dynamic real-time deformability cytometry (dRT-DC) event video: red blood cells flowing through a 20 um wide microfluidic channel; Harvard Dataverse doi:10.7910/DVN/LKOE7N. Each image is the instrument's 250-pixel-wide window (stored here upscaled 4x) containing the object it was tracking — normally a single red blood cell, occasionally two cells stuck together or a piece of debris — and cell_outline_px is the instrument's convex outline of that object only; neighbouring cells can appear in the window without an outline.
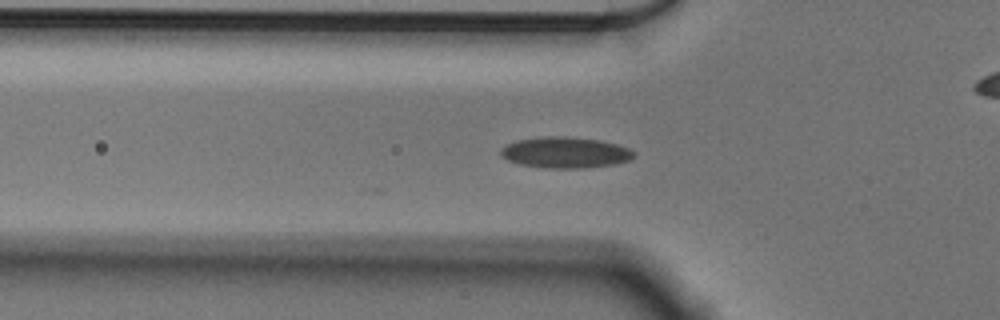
{"species": "Egyptian fruit bat (a non-hibernating species)", "species_latin": "Rousettus aegyptiacus", "temperature_condition": "cold", "stored_images_in_passage": 43, "camera_frame_rate_fps": 3000, "um_per_image_px": 0.085, "animal": {"sex": "male"}, "frame": {"image": 1, "passage_image": 5, "time_ms": 1.333, "image_size_px": [1000, 320], "cell_outline_px": [[632, 156], [628, 160], [616, 164], [584, 168], [548, 168], [520, 164], [508, 160], [500, 156], [500, 148], [516, 140], [548, 136], [564, 136], [600, 140], [616, 144], [628, 148], [632, 152]], "centroid_in_image_um": [48.0, 12.96], "position_along_channel_um": 77.8, "area_um2": 23.87}}
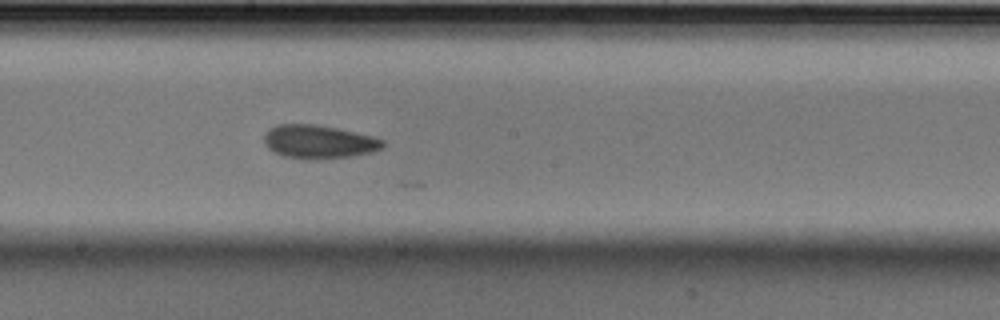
{"frame": {"image": 2, "passage_image": 17, "time_ms": 5.333, "image_size_px": [1000, 320], "cell_outline_px": [[384, 144], [380, 148], [372, 152], [352, 156], [320, 160], [304, 160], [284, 156], [272, 152], [264, 144], [264, 136], [268, 128], [276, 124], [316, 124], [336, 128], [372, 136], [384, 140]], "centroid_in_image_um": [27.04, 12.06], "position_along_channel_um": 221.2, "area_um2": 23.47}}
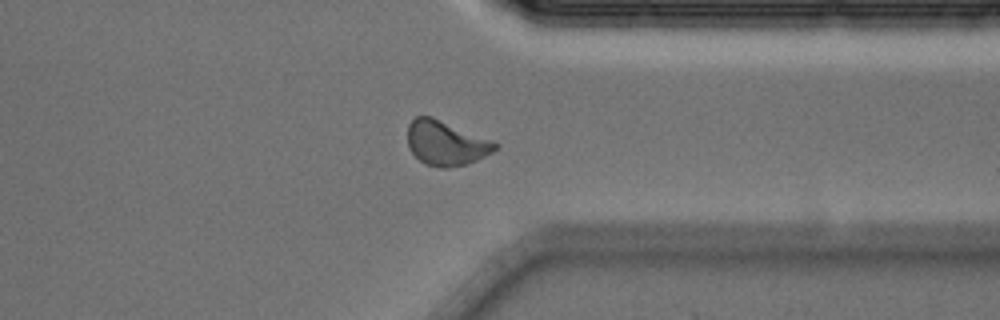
{"frame": {"image": 3, "passage_image": 30, "time_ms": 9.667, "image_size_px": [1000, 320], "cell_outline_px": [[500, 148], [476, 160], [464, 164], [448, 168], [440, 168], [424, 164], [408, 148], [408, 124], [416, 116], [432, 116], [492, 140], [500, 144]], "centroid_in_image_um": [37.91, 12.16], "position_along_channel_um": 373.5, "area_um2": 22.83}, "authors_computed_cell_mechanics": {"area_um2": 22.3686, "velocity_mm_per_s": 3.5715, "shape_relaxation_time_tau1_ms": 8.4013, "shape_relaxation_time_tau2_ms": 3.2598, "deformation_change_tau1": 0.1433, "deformation_change_tau2": 0.102}}